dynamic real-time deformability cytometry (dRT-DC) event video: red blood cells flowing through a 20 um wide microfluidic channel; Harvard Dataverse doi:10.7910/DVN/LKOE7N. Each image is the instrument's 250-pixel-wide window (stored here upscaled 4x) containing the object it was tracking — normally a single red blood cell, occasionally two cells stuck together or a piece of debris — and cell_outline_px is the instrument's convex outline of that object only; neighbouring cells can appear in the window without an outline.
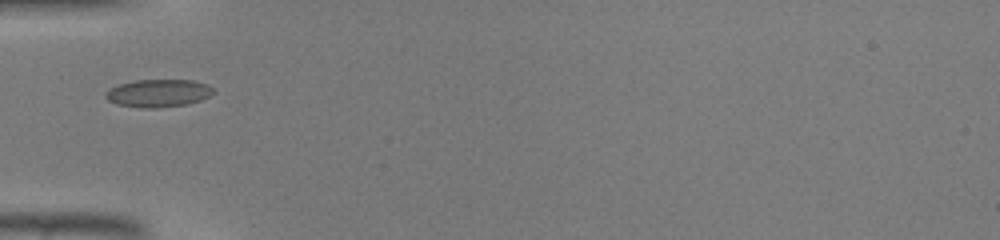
{"species": "common noctule bat (a hibernating species)", "species_latin": "Nyctalus noctula", "temperature_condition": "warm", "stored_images_in_passage": 31, "camera_frame_rate_fps": 3000, "um_per_image_px": 0.085, "animal": {"sex": "male", "body_mass_g": 19.0, "forearm_length_mm": 50.8}, "frame": {"image": 1, "passage_image": 1, "time_ms": 0.0, "image_size_px": [1000, 240], "cell_outline_px": [[216, 92], [200, 100], [184, 104], [160, 108], [140, 108], [116, 104], [108, 100], [104, 96], [104, 92], [108, 88], [132, 80], [192, 80], [208, 84]], "centroid_in_image_um": [13.41, 7.91], "position_along_channel_um": 71.6, "area_um2": 17.57}}
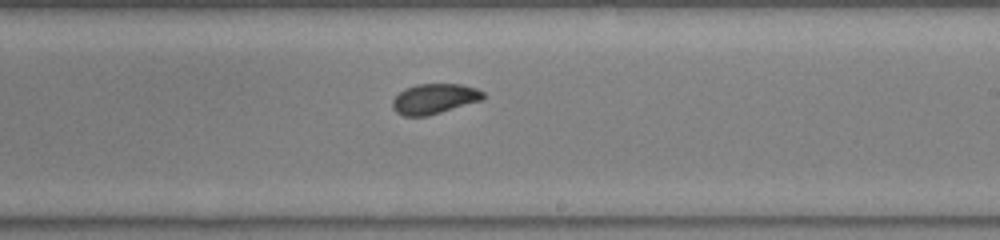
{"frame": {"image": 2, "passage_image": 13, "time_ms": 4.0, "image_size_px": [1000, 240], "cell_outline_px": [[484, 96], [480, 100], [424, 116], [404, 116], [396, 112], [392, 108], [392, 100], [404, 88], [416, 84], [460, 84], [476, 88], [484, 92]], "centroid_in_image_um": [36.86, 8.38], "position_along_channel_um": 252.1, "area_um2": 15.61}}
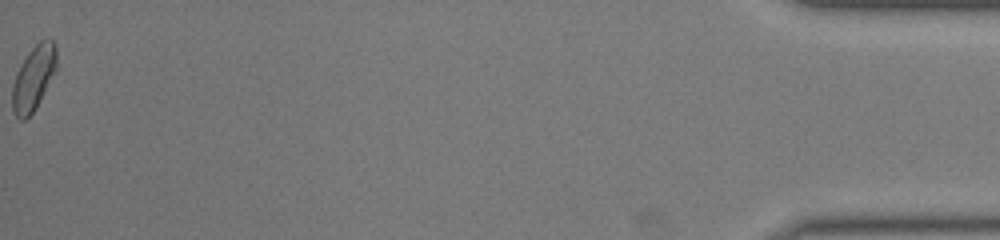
{"frame": {"image": 3, "passage_image": 31, "time_ms": 10.0, "image_size_px": [1000, 240], "cell_outline_px": [[56, 72], [36, 108], [24, 120], [20, 120], [12, 112], [12, 84], [16, 72], [28, 52], [40, 40], [48, 36], [56, 44]], "centroid_in_image_um": [2.86, 6.61], "position_along_channel_um": 432.3, "area_um2": 16.94}}